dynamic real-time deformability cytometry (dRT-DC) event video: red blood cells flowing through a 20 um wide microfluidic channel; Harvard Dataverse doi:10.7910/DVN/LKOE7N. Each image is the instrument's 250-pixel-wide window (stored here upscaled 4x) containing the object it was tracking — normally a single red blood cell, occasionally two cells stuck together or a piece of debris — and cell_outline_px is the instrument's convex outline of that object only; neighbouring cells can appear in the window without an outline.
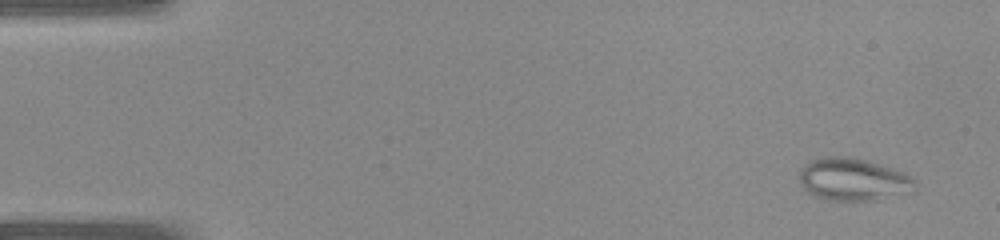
{"species": "common noctule bat (a hibernating species)", "species_latin": "Nyctalus noctula", "temperature_condition": "warm", "stored_images_in_passage": 39, "camera_frame_rate_fps": 3000, "um_per_image_px": 0.085, "animal": {"sex": "female", "body_mass_g": 22.0, "forearm_length_mm": 56.7}, "frame": {"image": 1, "passage_image": 1, "time_ms": 0.0, "image_size_px": [1000, 240], "cell_outline_px": [[912, 192], [876, 200], [828, 200], [816, 196], [804, 188], [800, 184], [800, 168], [812, 160], [824, 156], [852, 156], [880, 164], [904, 172], [912, 176]], "centroid_in_image_um": [72.5, 15.24], "position_along_channel_um": 12.5, "area_um2": 28.5}}
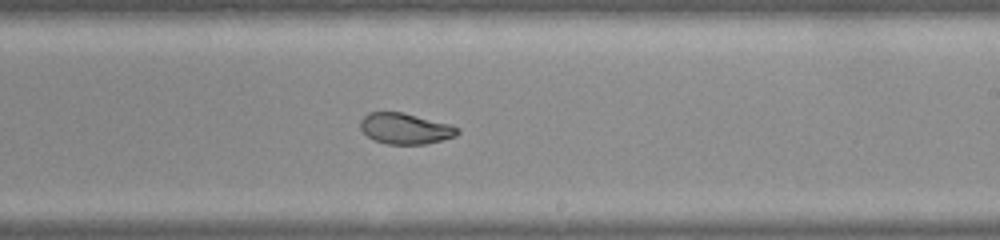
{"frame": {"image": 2, "passage_image": 23, "time_ms": 7.333, "image_size_px": [1000, 240], "cell_outline_px": [[460, 132], [456, 136], [428, 144], [384, 144], [372, 140], [360, 128], [360, 120], [368, 112], [404, 112], [452, 124], [460, 128]], "centroid_in_image_um": [34.47, 10.93], "position_along_channel_um": 254.5, "area_um2": 17.86}}
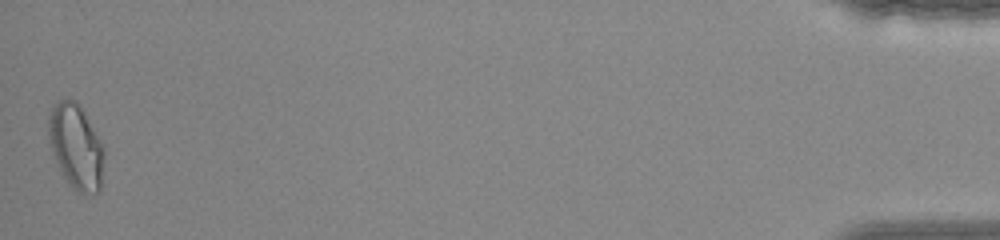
{"frame": {"image": 3, "passage_image": 39, "time_ms": 12.667, "image_size_px": [1000, 240], "cell_outline_px": [[104, 156], [100, 188], [96, 192], [84, 196], [76, 192], [72, 188], [60, 172], [52, 152], [48, 136], [48, 120], [52, 108], [60, 100], [76, 100], [84, 112], [104, 148]], "centroid_in_image_um": [6.45, 12.51], "position_along_channel_um": 428.8, "area_um2": 27.34}}